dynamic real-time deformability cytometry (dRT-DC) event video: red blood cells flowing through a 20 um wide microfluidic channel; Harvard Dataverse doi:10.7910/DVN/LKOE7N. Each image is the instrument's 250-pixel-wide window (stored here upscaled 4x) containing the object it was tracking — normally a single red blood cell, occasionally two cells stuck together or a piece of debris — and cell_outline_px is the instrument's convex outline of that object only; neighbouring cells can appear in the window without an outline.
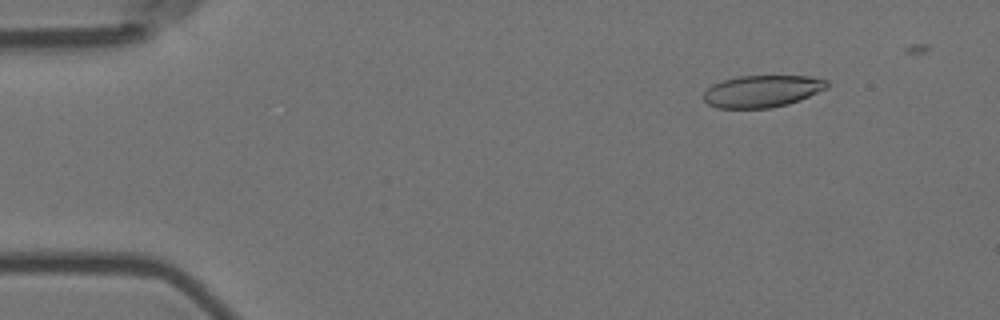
{"species": "Egyptian fruit bat (a non-hibernating species)", "species_latin": "Rousettus aegyptiacus", "temperature_condition": "room temperature", "stored_images_in_passage": 13, "camera_frame_rate_fps": 3000, "um_per_image_px": 0.085, "animal": {"sex": "female"}, "frame": {"image": 1, "passage_image": 3, "time_ms": 0.667, "image_size_px": [1000, 320], "cell_outline_px": [[828, 88], [800, 100], [788, 104], [768, 108], [716, 108], [708, 104], [704, 100], [704, 92], [712, 84], [724, 80], [740, 76], [812, 76], [828, 80]], "centroid_in_image_um": [64.8, 7.75], "position_along_channel_um": 20.2, "area_um2": 23.06}}
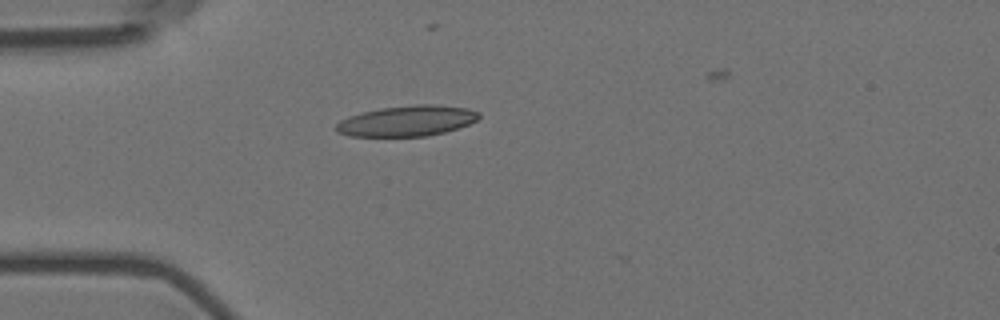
{"frame": {"image": 2, "passage_image": 12, "time_ms": 3.667, "image_size_px": [1000, 320], "cell_outline_px": [[480, 116], [476, 120], [468, 124], [444, 132], [428, 136], [352, 136], [336, 132], [336, 124], [340, 120], [348, 116], [380, 108], [416, 104], [432, 104], [468, 108], [480, 112]], "centroid_in_image_um": [34.59, 10.27], "position_along_channel_um": 50.4, "area_um2": 25.37}}